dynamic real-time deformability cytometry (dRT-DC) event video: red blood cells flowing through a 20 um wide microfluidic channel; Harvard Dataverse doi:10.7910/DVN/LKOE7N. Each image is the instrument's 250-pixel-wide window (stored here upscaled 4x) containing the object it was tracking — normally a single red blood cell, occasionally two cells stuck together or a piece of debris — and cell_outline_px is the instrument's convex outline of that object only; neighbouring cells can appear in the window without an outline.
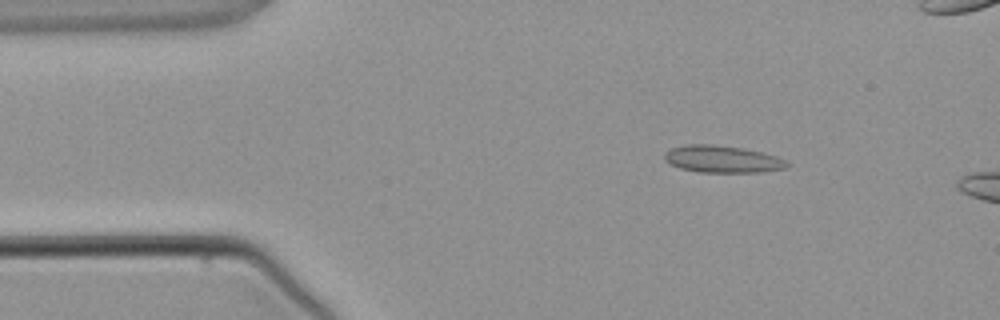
{"species": "common noctule bat (a hibernating species)", "species_latin": "Nyctalus noctula", "temperature_condition": "warm", "stored_images_in_passage": 3, "camera_frame_rate_fps": 3000, "um_per_image_px": 0.085, "animal": {"sex": "male", "body_mass_g": 21.5, "forearm_length_mm": 52.0}, "frame": {"image": 1, "passage_image": 2, "time_ms": 1.333, "image_size_px": [1000, 320], "cell_outline_px": [[788, 164], [784, 168], [760, 172], [700, 172], [680, 168], [664, 160], [664, 152], [672, 148], [684, 144], [712, 144], [744, 148], [776, 156], [788, 160]], "centroid_in_image_um": [61.38, 13.51], "position_along_channel_um": 23.6, "area_um2": 19.31}}